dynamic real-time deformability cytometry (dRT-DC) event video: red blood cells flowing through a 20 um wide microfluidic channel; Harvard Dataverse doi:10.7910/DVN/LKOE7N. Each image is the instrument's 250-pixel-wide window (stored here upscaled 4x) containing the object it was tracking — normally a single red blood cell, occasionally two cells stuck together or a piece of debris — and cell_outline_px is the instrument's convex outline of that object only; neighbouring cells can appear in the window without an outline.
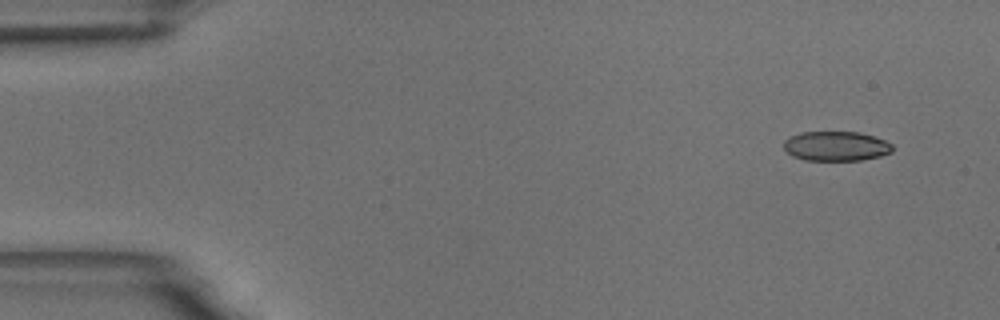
{"species": "common noctule bat (a hibernating species)", "species_latin": "Nyctalus noctula", "temperature_condition": "room temperature", "stored_images_in_passage": 6, "camera_frame_rate_fps": 3000, "um_per_image_px": 0.085, "animal": {"sex": "male", "body_mass_g": 18.8}, "frame": {"image": 1, "passage_image": 1, "time_ms": 0.0, "image_size_px": [1000, 320], "cell_outline_px": [[892, 152], [880, 156], [860, 160], [804, 160], [792, 156], [784, 148], [784, 140], [788, 136], [800, 132], [860, 132], [884, 140], [892, 144]], "centroid_in_image_um": [71.03, 12.42], "position_along_channel_um": 14.0, "area_um2": 18.79}}
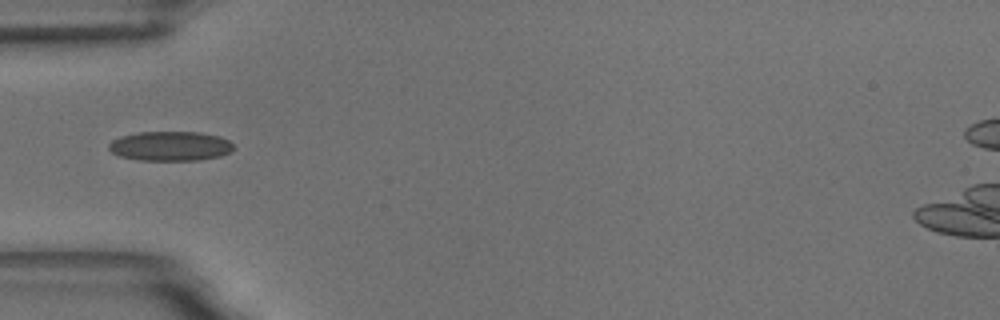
{"frame": {"image": 2, "passage_image": 5, "time_ms": 4.667, "image_size_px": [1000, 320], "cell_outline_px": [[232, 148], [228, 152], [220, 156], [200, 160], [140, 160], [120, 156], [112, 152], [108, 148], [108, 144], [112, 140], [120, 136], [140, 132], [200, 132], [220, 136], [228, 140], [232, 144]], "centroid_in_image_um": [14.45, 12.41], "position_along_channel_um": 70.6, "area_um2": 21.39}}
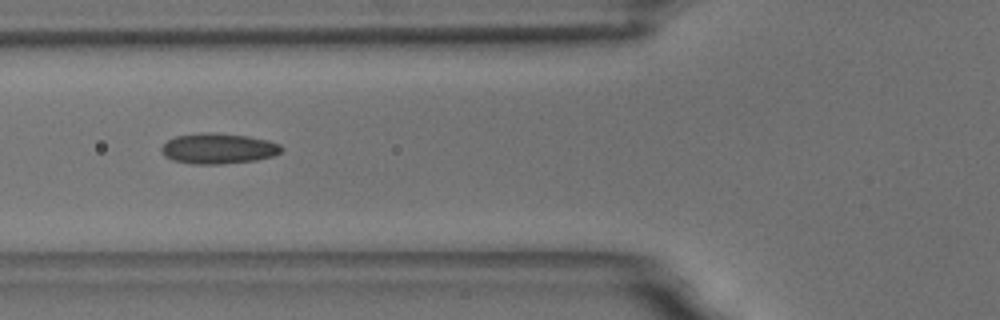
{"frame": {"image": 3, "passage_image": 6, "time_ms": 5.667, "image_size_px": [1000, 320], "cell_outline_px": [[284, 148], [280, 152], [272, 156], [256, 160], [220, 164], [192, 164], [172, 160], [164, 156], [160, 148], [168, 140], [176, 136], [200, 132], [212, 132], [248, 136], [268, 140], [280, 144]], "centroid_in_image_um": [18.54, 12.62], "position_along_channel_um": 107.3, "area_um2": 21.44}}